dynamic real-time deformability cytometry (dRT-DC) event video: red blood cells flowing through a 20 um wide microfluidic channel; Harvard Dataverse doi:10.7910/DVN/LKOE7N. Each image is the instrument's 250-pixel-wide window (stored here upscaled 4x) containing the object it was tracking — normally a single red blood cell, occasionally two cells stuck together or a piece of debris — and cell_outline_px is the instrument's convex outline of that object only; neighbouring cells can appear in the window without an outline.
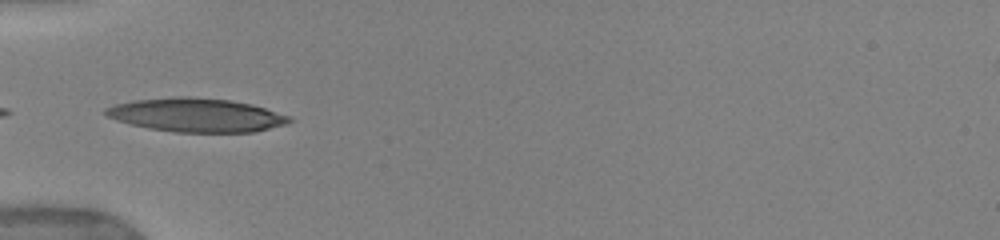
{"species": "human", "species_latin": "Homo sapiens", "temperature_condition": "warm", "stored_images_in_passage": 8, "camera_frame_rate_fps": 3000, "um_per_image_px": 0.085, "donor": {"sex": "female"}, "frame": {"image": 1, "passage_image": 1, "time_ms": 0.0, "image_size_px": [1000, 240], "cell_outline_px": [[292, 120], [288, 124], [256, 132], [172, 132], [148, 128], [116, 120], [108, 116], [104, 112], [104, 108], [116, 104], [136, 100], [228, 100], [252, 104], [288, 116]], "centroid_in_image_um": [16.75, 9.84], "position_along_channel_um": 68.3, "area_um2": 34.45}}